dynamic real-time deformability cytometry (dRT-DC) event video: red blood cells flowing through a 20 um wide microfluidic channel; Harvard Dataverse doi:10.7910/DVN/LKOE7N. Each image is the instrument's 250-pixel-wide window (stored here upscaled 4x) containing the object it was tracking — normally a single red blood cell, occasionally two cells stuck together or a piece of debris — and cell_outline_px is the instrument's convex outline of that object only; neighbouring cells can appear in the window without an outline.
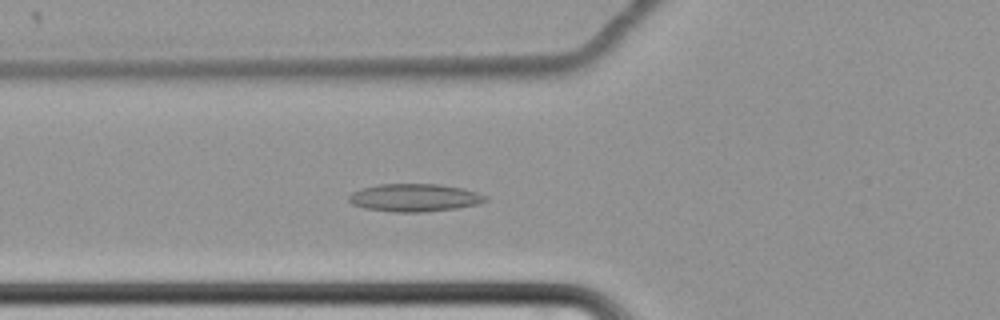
{"species": "common noctule bat (a hibernating species)", "species_latin": "Nyctalus noctula", "temperature_condition": "cold", "stored_images_in_passage": 66, "camera_frame_rate_fps": 3000, "um_per_image_px": 0.085, "animal": {"sex": "female", "body_mass_g": 22.7, "forearm_length_mm": 54.2}, "frame": {"image": 1, "passage_image": 28, "time_ms": 9.0, "image_size_px": [1000, 320], "cell_outline_px": [[488, 200], [480, 204], [456, 208], [420, 212], [392, 212], [368, 208], [352, 204], [348, 200], [348, 196], [352, 192], [360, 188], [376, 184], [440, 184], [464, 188], [488, 196]], "centroid_in_image_um": [35.25, 16.79], "position_along_channel_um": 90.5, "area_um2": 22.25}}
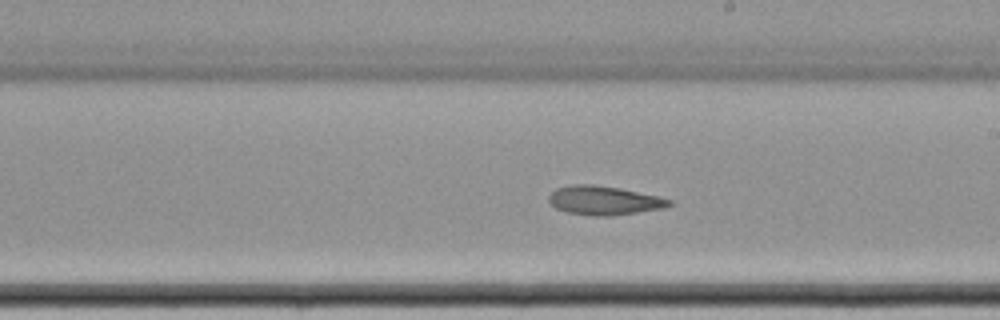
{"frame": {"image": 2, "passage_image": 41, "time_ms": 13.333, "image_size_px": [1000, 320], "cell_outline_px": [[672, 204], [664, 208], [612, 216], [596, 216], [568, 212], [556, 208], [548, 200], [548, 196], [556, 188], [572, 184], [592, 184], [620, 188], [656, 196], [672, 200]], "centroid_in_image_um": [51.33, 17.03], "position_along_channel_um": 237.7, "area_um2": 20.17}}
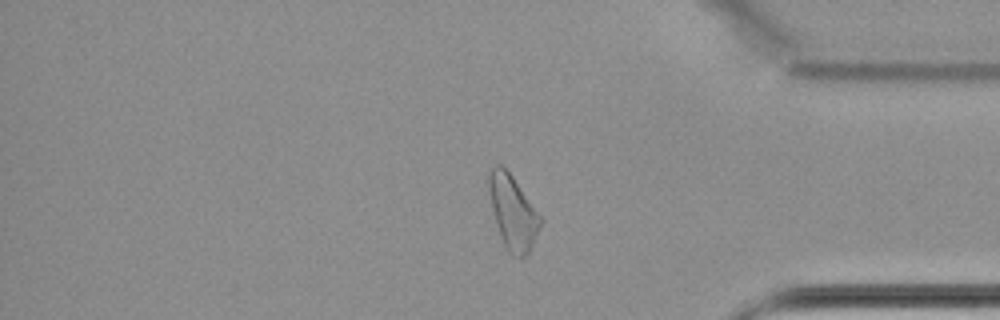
{"frame": {"image": 3, "passage_image": 56, "time_ms": 18.333, "image_size_px": [1000, 320], "cell_outline_px": [[544, 220], [528, 252], [520, 260], [512, 256], [508, 252], [500, 236], [496, 224], [492, 208], [488, 188], [488, 168], [496, 164], [500, 164], [512, 176]], "centroid_in_image_um": [43.58, 18.05], "position_along_channel_um": 391.6, "area_um2": 22.2}}